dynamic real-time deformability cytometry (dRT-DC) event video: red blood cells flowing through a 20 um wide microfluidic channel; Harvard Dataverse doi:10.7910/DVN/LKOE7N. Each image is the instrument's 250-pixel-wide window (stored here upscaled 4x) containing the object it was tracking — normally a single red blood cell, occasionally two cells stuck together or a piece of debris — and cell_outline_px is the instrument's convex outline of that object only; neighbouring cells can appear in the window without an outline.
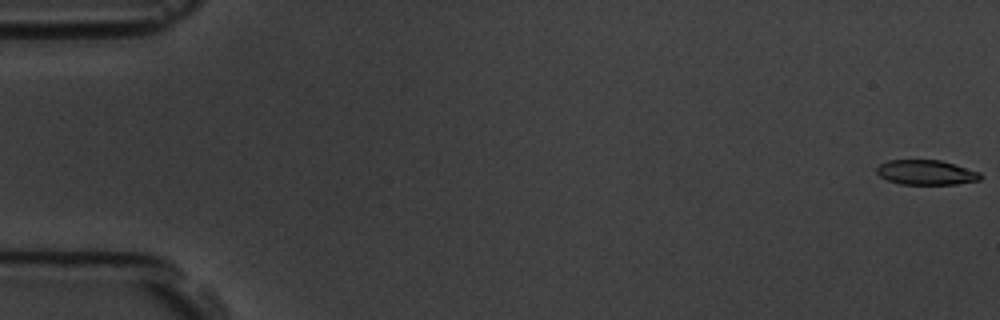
{"species": "common noctule bat (a hibernating species)", "species_latin": "Nyctalus noctula", "temperature_condition": "room temperature", "stored_images_in_passage": 8, "camera_frame_rate_fps": 3000, "um_per_image_px": 0.085, "animal": {"sex": "male", "body_mass_g": 19.5, "forearm_length_mm": 54.6}, "frame": {"image": 1, "passage_image": 1, "time_ms": 0.0, "image_size_px": [1000, 320], "cell_outline_px": [[984, 176], [980, 180], [956, 184], [900, 184], [888, 180], [880, 176], [876, 172], [876, 168], [880, 164], [888, 160], [940, 160], [980, 172]], "centroid_in_image_um": [78.73, 14.66], "position_along_channel_um": 6.3, "area_um2": 14.97}}
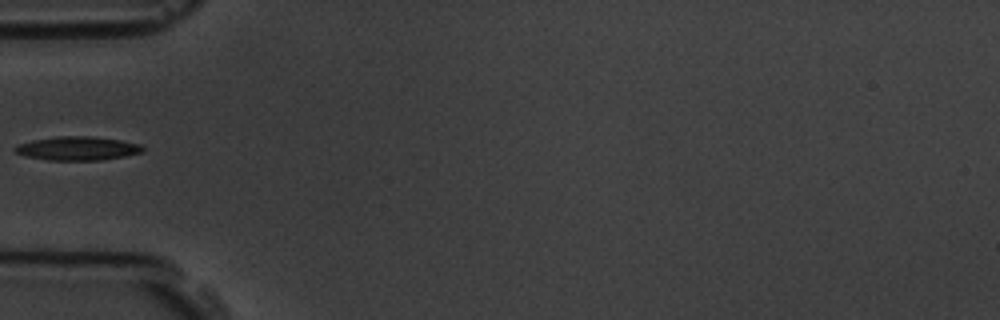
{"frame": {"image": 2, "passage_image": 6, "time_ms": 6.0, "image_size_px": [1000, 320], "cell_outline_px": [[144, 152], [124, 156], [100, 160], [48, 160], [24, 156], [16, 152], [12, 148], [16, 144], [32, 140], [56, 136], [92, 136], [120, 140], [140, 144], [144, 148]], "centroid_in_image_um": [6.55, 12.61], "position_along_channel_um": 78.4, "area_um2": 17.8}}
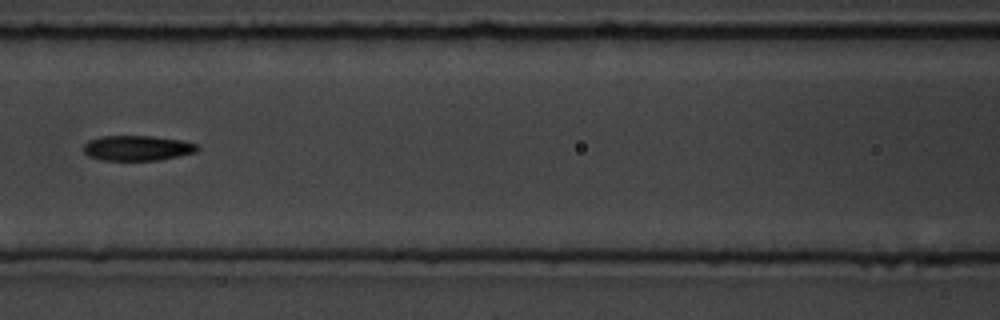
{"frame": {"image": 3, "passage_image": 8, "time_ms": 8.0, "image_size_px": [1000, 320], "cell_outline_px": [[200, 148], [196, 152], [156, 160], [100, 160], [88, 156], [84, 152], [84, 144], [88, 140], [104, 136], [152, 136], [184, 140], [196, 144]], "centroid_in_image_um": [11.66, 12.58], "position_along_channel_um": 154.9, "area_um2": 16.65}}